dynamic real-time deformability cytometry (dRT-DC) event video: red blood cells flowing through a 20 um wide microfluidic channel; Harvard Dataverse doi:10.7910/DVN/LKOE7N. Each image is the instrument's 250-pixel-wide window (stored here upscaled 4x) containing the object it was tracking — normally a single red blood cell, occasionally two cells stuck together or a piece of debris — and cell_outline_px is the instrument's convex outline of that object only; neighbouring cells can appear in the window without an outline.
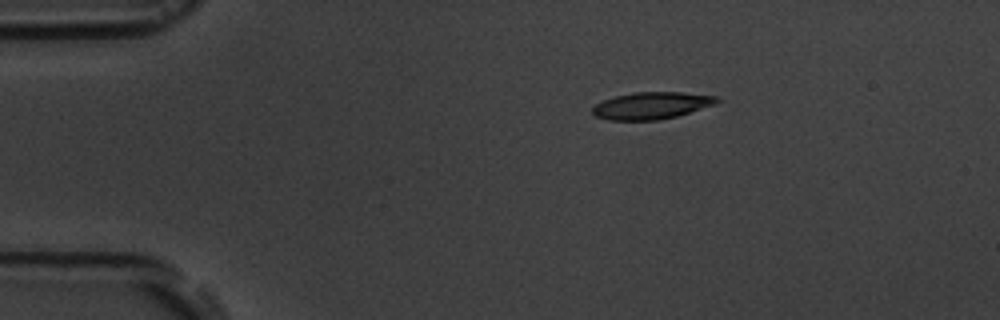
{"species": "common noctule bat (a hibernating species)", "species_latin": "Nyctalus noctula", "temperature_condition": "room temperature", "stored_images_in_passage": 14, "camera_frame_rate_fps": 3000, "um_per_image_px": 0.085, "animal": {"sex": "male", "body_mass_g": 19.5, "forearm_length_mm": 54.6}, "frame": {"image": 1, "passage_image": 1, "time_ms": 0.0, "image_size_px": [1000, 320], "cell_outline_px": [[720, 100], [716, 104], [676, 116], [656, 120], [608, 120], [596, 116], [592, 112], [592, 108], [596, 104], [604, 100], [616, 96], [636, 92], [680, 92], [716, 96]], "centroid_in_image_um": [55.38, 8.97], "position_along_channel_um": 29.6, "area_um2": 19.36}}
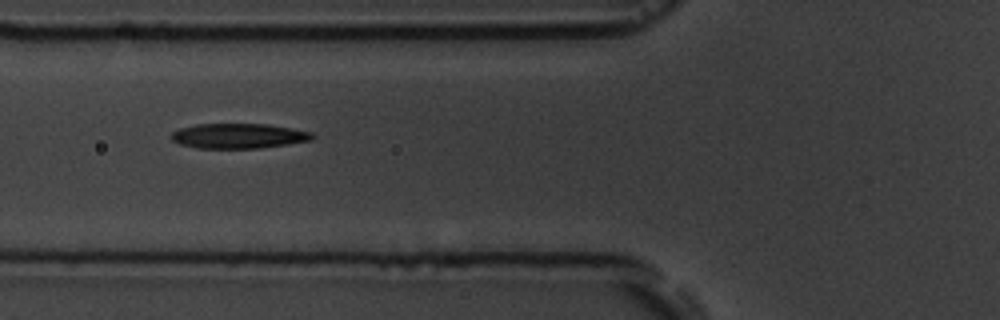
{"frame": {"image": 2, "passage_image": 4, "time_ms": 3.667, "image_size_px": [1000, 320], "cell_outline_px": [[316, 136], [312, 140], [288, 144], [260, 148], [196, 148], [180, 144], [172, 140], [168, 136], [172, 132], [180, 128], [196, 124], [268, 124], [292, 128], [312, 132]], "centroid_in_image_um": [20.27, 11.55], "position_along_channel_um": 105.5, "area_um2": 20.69}}
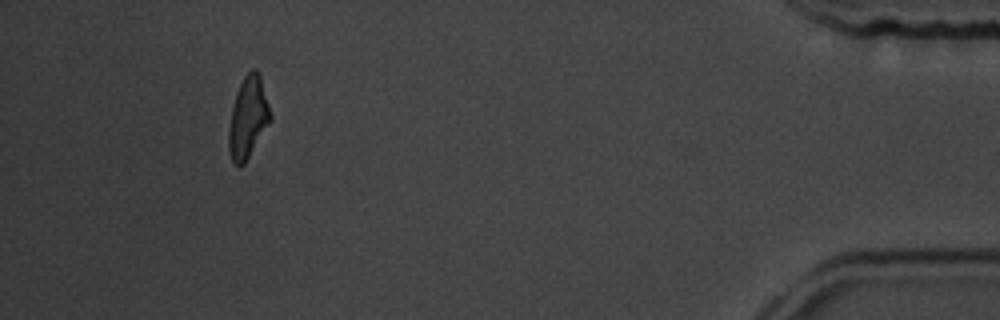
{"frame": {"image": 3, "passage_image": 13, "time_ms": 14.0, "image_size_px": [1000, 320], "cell_outline_px": [[272, 120], [244, 164], [236, 164], [232, 160], [228, 152], [228, 132], [232, 108], [236, 92], [244, 76], [252, 68], [256, 68], [260, 76], [272, 112]], "centroid_in_image_um": [21.1, 9.97], "position_along_channel_um": 414.1, "area_um2": 19.83}, "authors_computed_cell_mechanics": {"area_um2": 20.808, "velocity_mm_per_s": 3.6209, "shape_relaxation_time_tau1_ms": 3.049, "shape_relaxation_time_tau2_ms": 2.1293, "deformation_change_tau1": 0.1384, "deformation_change_tau2": 0.1115}}